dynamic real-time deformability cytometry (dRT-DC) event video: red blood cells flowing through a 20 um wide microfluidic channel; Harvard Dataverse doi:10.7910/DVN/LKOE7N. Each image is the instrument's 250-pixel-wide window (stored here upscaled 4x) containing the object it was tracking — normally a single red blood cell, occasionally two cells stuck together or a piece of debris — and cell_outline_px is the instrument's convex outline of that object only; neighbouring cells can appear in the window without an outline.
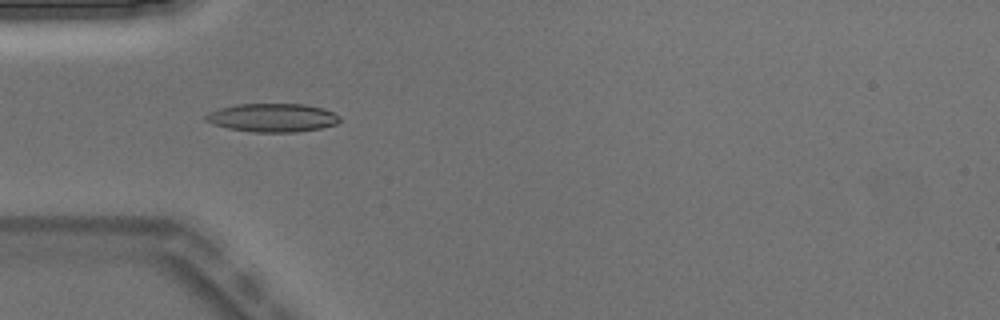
{"species": "Egyptian fruit bat (a non-hibernating species)", "species_latin": "Rousettus aegyptiacus", "temperature_condition": "warm", "stored_images_in_passage": 4, "camera_frame_rate_fps": 3000, "um_per_image_px": 0.085, "animal": {"sex": "male"}, "frame": {"image": 1, "passage_image": 4, "time_ms": 1.0, "image_size_px": [1000, 320], "cell_outline_px": [[340, 120], [336, 124], [320, 128], [296, 132], [252, 132], [228, 128], [212, 124], [204, 120], [204, 116], [220, 108], [236, 104], [304, 104], [324, 108], [340, 116]], "centroid_in_image_um": [23.16, 10.0], "position_along_channel_um": 61.8, "area_um2": 22.2}}